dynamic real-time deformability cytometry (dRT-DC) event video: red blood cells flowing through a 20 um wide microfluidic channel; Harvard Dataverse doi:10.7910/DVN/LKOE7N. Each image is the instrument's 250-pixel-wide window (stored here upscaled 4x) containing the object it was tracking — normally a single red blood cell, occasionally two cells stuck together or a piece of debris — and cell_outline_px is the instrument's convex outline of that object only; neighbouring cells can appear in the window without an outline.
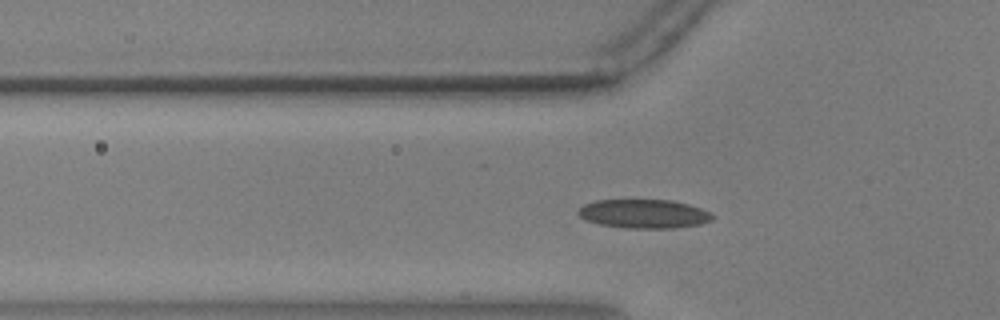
{"species": "common noctule bat (a hibernating species)", "species_latin": "Nyctalus noctula", "temperature_condition": "warm", "stored_images_in_passage": 43, "camera_frame_rate_fps": 3000, "um_per_image_px": 0.085, "animal": {"sex": "male", "body_mass_g": 17.9, "forearm_length_mm": 54.2}, "frame": {"image": 1, "passage_image": 16, "time_ms": 5.0, "image_size_px": [1000, 320], "cell_outline_px": [[716, 216], [712, 220], [700, 224], [672, 228], [624, 228], [600, 224], [588, 220], [580, 216], [576, 212], [584, 204], [596, 200], [672, 200], [688, 204], [700, 208]], "centroid_in_image_um": [54.74, 18.17], "position_along_channel_um": 71.1, "area_um2": 22.48}}
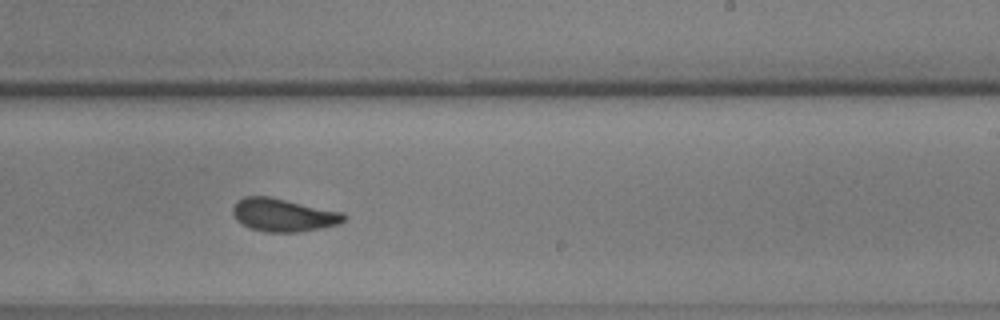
{"frame": {"image": 2, "passage_image": 32, "time_ms": 10.333, "image_size_px": [1000, 320], "cell_outline_px": [[348, 216], [340, 224], [300, 232], [264, 232], [252, 228], [236, 220], [232, 212], [232, 208], [244, 196], [268, 196], [344, 212]], "centroid_in_image_um": [24.13, 18.28], "position_along_channel_um": 264.9, "area_um2": 21.33}}
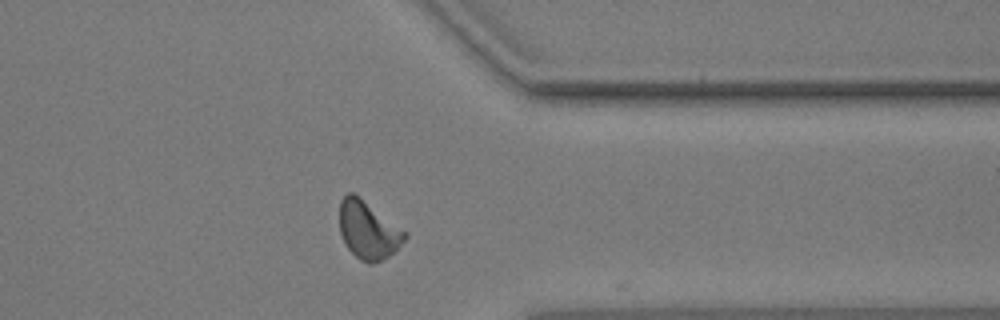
{"frame": {"image": 3, "passage_image": 42, "time_ms": 13.667, "image_size_px": [1000, 320], "cell_outline_px": [[408, 236], [384, 260], [372, 264], [368, 264], [360, 260], [348, 248], [340, 232], [340, 200], [348, 192], [352, 192], [408, 232]], "centroid_in_image_um": [31.3, 19.57], "position_along_channel_um": 380.1, "area_um2": 21.73}, "authors_computed_cell_mechanics": {"area_um2": 21.5594, "velocity_mm_per_s": 3.6231, "shape_relaxation_time_tau1_ms": null, "shape_relaxation_time_tau2_ms": 0.8729, "deformation_change_tau1": null, "deformation_change_tau2": 0.061}}